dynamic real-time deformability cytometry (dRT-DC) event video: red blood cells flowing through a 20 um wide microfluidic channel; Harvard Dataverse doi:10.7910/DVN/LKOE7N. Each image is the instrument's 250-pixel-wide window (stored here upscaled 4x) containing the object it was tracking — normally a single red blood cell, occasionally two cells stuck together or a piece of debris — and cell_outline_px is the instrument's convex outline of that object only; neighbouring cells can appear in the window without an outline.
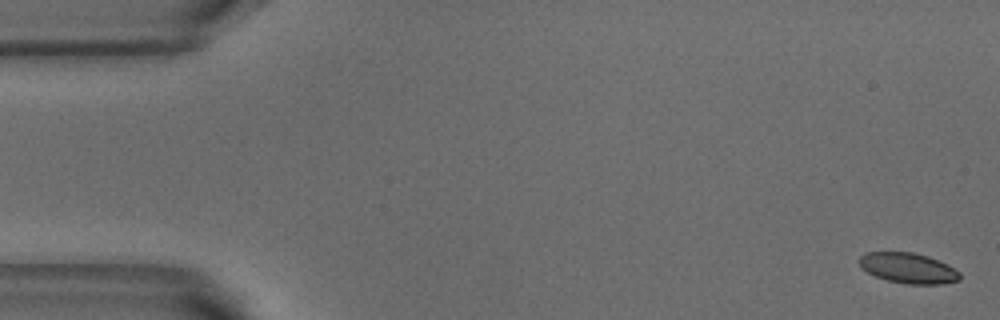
{"species": "common noctule bat (a hibernating species)", "species_latin": "Nyctalus noctula", "temperature_condition": "warm", "stored_images_in_passage": 4, "camera_frame_rate_fps": 3000, "um_per_image_px": 0.085, "animal": {"sex": "male", "body_mass_g": 18.8}, "frame": {"image": 1, "passage_image": 1, "time_ms": 0.0, "image_size_px": [1000, 320], "cell_outline_px": [[960, 280], [940, 284], [908, 284], [888, 280], [876, 276], [860, 268], [856, 260], [864, 252], [912, 252], [928, 256], [960, 272]], "centroid_in_image_um": [77.13, 22.78], "position_along_channel_um": 7.9, "area_um2": 17.74}}
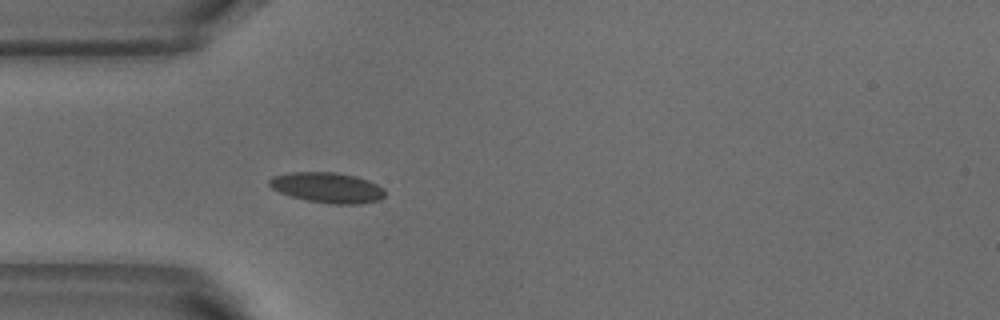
{"frame": {"image": 2, "passage_image": 4, "time_ms": 1.0, "image_size_px": [1000, 320], "cell_outline_px": [[384, 196], [380, 200], [360, 204], [332, 204], [308, 200], [292, 196], [280, 192], [272, 188], [268, 184], [268, 180], [272, 176], [292, 172], [336, 172], [356, 176], [368, 180], [384, 188]], "centroid_in_image_um": [27.84, 15.94], "position_along_channel_um": 57.2, "area_um2": 20.46}}